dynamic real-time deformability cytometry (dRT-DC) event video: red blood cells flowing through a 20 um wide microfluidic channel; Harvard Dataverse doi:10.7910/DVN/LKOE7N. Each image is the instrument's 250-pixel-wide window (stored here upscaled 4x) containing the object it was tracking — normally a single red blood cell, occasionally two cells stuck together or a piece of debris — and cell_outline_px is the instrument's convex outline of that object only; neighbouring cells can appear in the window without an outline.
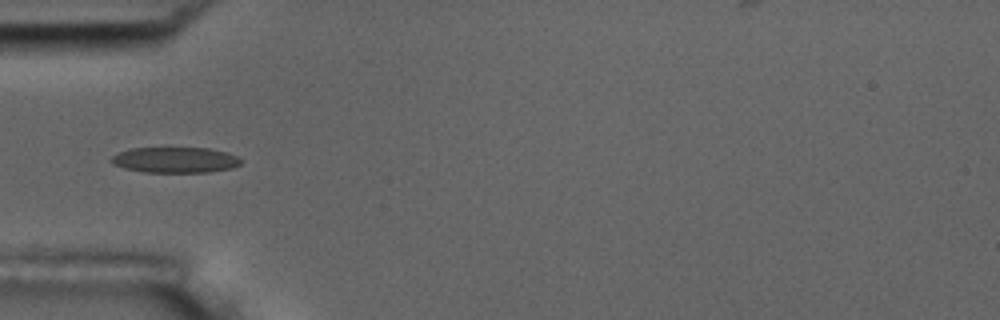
{"species": "common noctule bat (a hibernating species)", "species_latin": "Nyctalus noctula", "temperature_condition": "room temperature", "stored_images_in_passage": 11, "camera_frame_rate_fps": 3000, "um_per_image_px": 0.085, "animal": {"sex": "male", "body_mass_g": 17.5, "forearm_length_mm": 52.3}, "frame": {"image": 1, "passage_image": 1, "time_ms": 0.0, "image_size_px": [1000, 320], "cell_outline_px": [[244, 160], [240, 164], [232, 168], [208, 172], [144, 172], [124, 168], [112, 164], [108, 160], [116, 152], [132, 148], [208, 148], [228, 152]], "centroid_in_image_um": [14.87, 13.59], "position_along_channel_um": 70.1, "area_um2": 19.59}}
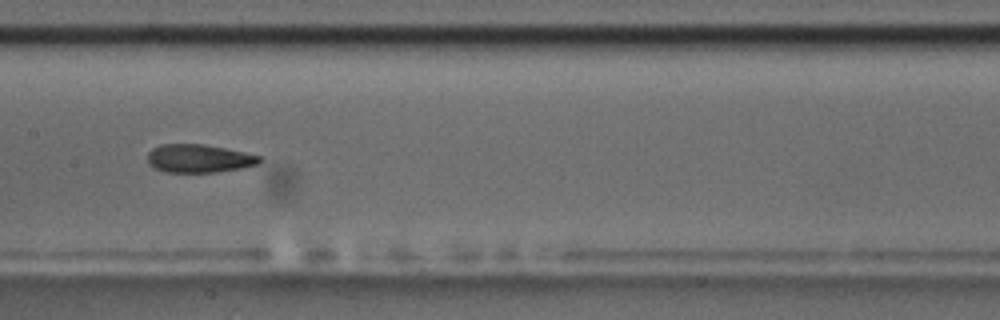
{"frame": {"image": 2, "passage_image": 4, "time_ms": 3.333, "image_size_px": [1000, 320], "cell_outline_px": [[264, 160], [256, 164], [240, 168], [216, 172], [164, 172], [148, 164], [148, 152], [152, 148], [160, 144], [204, 144], [244, 152], [260, 156]], "centroid_in_image_um": [16.89, 13.46], "position_along_channel_um": 190.5, "area_um2": 18.38}}
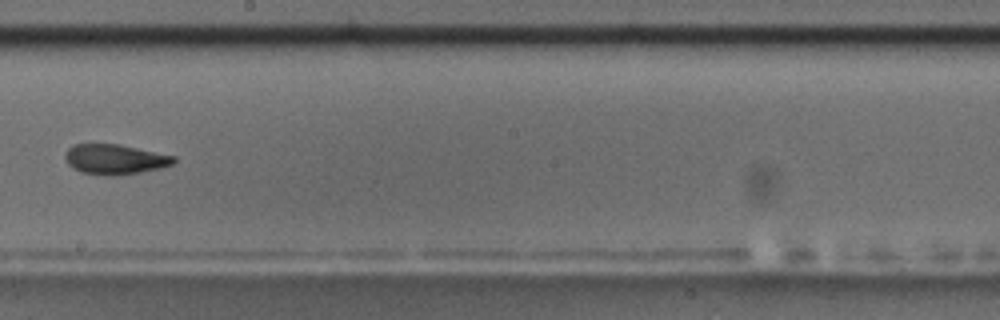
{"frame": {"image": 3, "passage_image": 5, "time_ms": 4.667, "image_size_px": [1000, 320], "cell_outline_px": [[176, 160], [172, 164], [160, 168], [140, 172], [116, 176], [108, 176], [80, 172], [72, 168], [64, 160], [64, 156], [68, 148], [72, 144], [116, 144], [176, 156]], "centroid_in_image_um": [9.72, 13.55], "position_along_channel_um": 238.5, "area_um2": 19.07}, "authors_computed_cell_mechanics": {"area_um2": 19.1318, "velocity_mm_per_s": 3.6114, "shape_relaxation_time_tau1_ms": null, "shape_relaxation_time_tau2_ms": 2.2791, "deformation_change_tau1": null, "deformation_change_tau2": 0.0639}}